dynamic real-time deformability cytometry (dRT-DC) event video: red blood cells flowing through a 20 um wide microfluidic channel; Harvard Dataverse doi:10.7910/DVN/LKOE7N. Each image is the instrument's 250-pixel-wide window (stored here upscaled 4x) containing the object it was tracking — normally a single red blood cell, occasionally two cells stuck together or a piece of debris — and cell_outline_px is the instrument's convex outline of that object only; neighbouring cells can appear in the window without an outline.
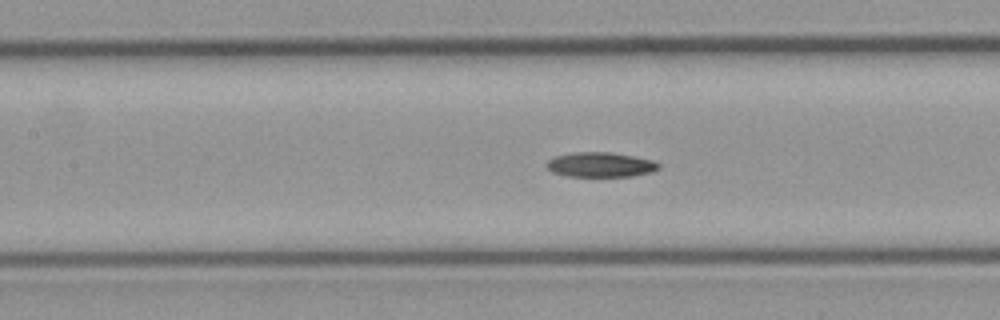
{"species": "common noctule bat (a hibernating species)", "species_latin": "Nyctalus noctula", "temperature_condition": "cold", "stored_images_in_passage": 13, "camera_frame_rate_fps": 3000, "um_per_image_px": 0.085, "animal": {"sex": "male", "body_mass_g": 23.1, "forearm_length_mm": 52.7}, "frame": {"image": 1, "passage_image": 11, "time_ms": 3.333, "image_size_px": [1000, 320], "cell_outline_px": [[660, 168], [652, 172], [632, 176], [568, 176], [552, 172], [544, 164], [548, 160], [556, 156], [572, 152], [608, 152], [632, 156], [652, 160], [660, 164]], "centroid_in_image_um": [51.03, 14.0], "position_along_channel_um": 156.4, "area_um2": 16.13}}